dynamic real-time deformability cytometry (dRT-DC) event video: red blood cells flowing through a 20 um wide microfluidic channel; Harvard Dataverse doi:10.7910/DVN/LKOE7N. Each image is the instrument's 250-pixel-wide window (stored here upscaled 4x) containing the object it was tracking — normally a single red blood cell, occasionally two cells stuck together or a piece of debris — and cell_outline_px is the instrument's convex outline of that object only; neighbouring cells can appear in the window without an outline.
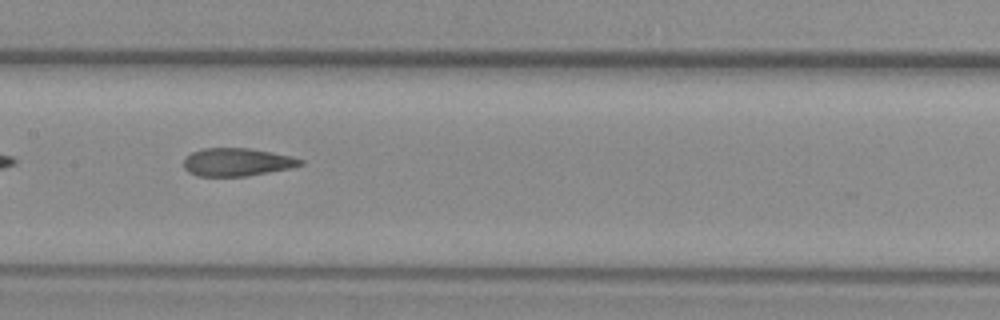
{"species": "common noctule bat (a hibernating species)", "species_latin": "Nyctalus noctula", "temperature_condition": "warm", "stored_images_in_passage": 32, "camera_frame_rate_fps": 3000, "um_per_image_px": 0.085, "animal": {"sex": "female", "body_mass_g": 29.2, "forearm_length_mm": 56.3}, "frame": {"image": 1, "passage_image": 10, "time_ms": 3.0, "image_size_px": [1000, 320], "cell_outline_px": [[304, 164], [292, 168], [248, 176], [196, 176], [188, 172], [184, 168], [184, 160], [192, 152], [204, 148], [248, 148], [272, 152], [304, 160]], "centroid_in_image_um": [20.15, 13.79], "position_along_channel_um": 187.3, "area_um2": 19.02}}
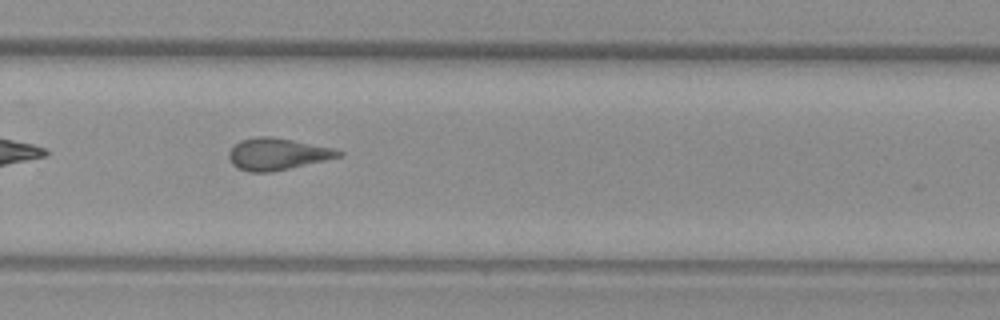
{"frame": {"image": 2, "passage_image": 19, "time_ms": 6.0, "image_size_px": [1000, 320], "cell_outline_px": [[344, 156], [272, 172], [248, 172], [236, 168], [232, 164], [228, 156], [228, 152], [240, 140], [256, 136], [272, 136], [332, 148], [344, 152]], "centroid_in_image_um": [23.56, 13.1], "position_along_channel_um": 306.2, "area_um2": 20.4}, "authors_computed_cell_mechanics": {"area_um2": 19.652, "velocity_mm_per_s": 3.9832, "shape_relaxation_time_tau1_ms": 8.8125, "shape_relaxation_time_tau2_ms": 2.46, "deformation_change_tau1": 0.2088, "deformation_change_tau2": 0.1125}}